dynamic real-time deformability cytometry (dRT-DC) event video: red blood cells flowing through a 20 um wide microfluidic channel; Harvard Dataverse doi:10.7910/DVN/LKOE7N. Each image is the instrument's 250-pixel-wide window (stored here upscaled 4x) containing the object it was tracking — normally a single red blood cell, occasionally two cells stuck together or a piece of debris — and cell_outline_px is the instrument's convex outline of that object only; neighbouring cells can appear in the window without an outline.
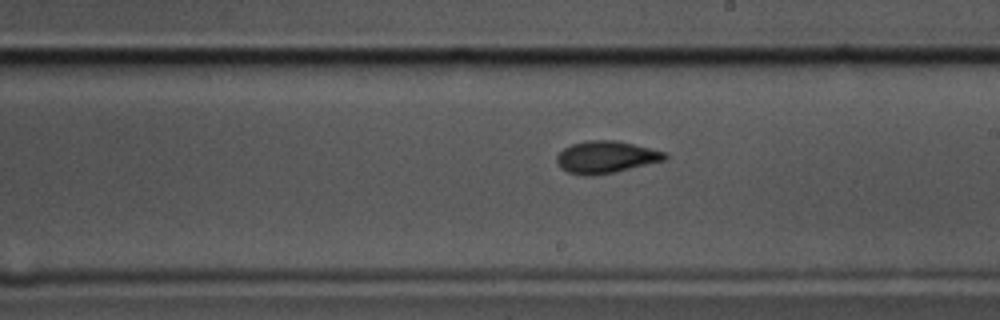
{"species": "common noctule bat (a hibernating species)", "species_latin": "Nyctalus noctula", "temperature_condition": "cold", "stored_images_in_passage": 53, "camera_frame_rate_fps": 3000, "um_per_image_px": 0.085, "animal": {"sex": "male", "body_mass_g": 17.5, "forearm_length_mm": 52.3}, "frame": {"image": 1, "passage_image": 28, "time_ms": 9.0, "image_size_px": [1000, 320], "cell_outline_px": [[668, 156], [664, 160], [616, 172], [592, 176], [584, 176], [568, 172], [560, 168], [556, 164], [556, 156], [564, 148], [572, 144], [584, 140], [616, 140], [664, 152]], "centroid_in_image_um": [51.44, 13.36], "position_along_channel_um": 237.6, "area_um2": 20.23}}
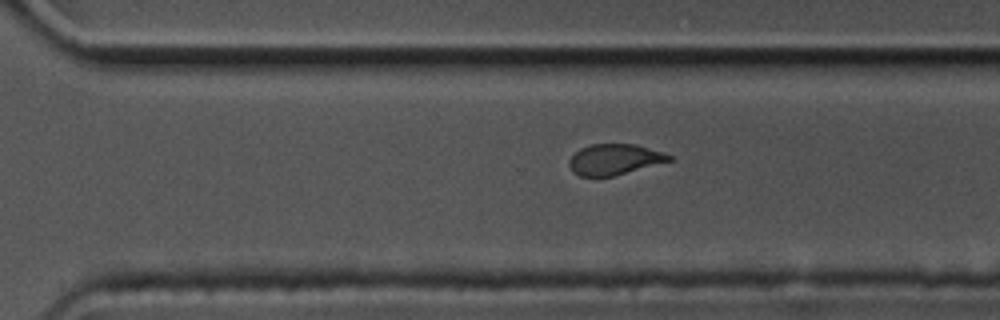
{"frame": {"image": 2, "passage_image": 35, "time_ms": 11.333, "image_size_px": [1000, 320], "cell_outline_px": [[672, 160], [612, 176], [580, 176], [572, 172], [568, 164], [568, 160], [580, 148], [592, 144], [636, 144], [664, 152], [672, 156]], "centroid_in_image_um": [52.21, 13.54], "position_along_channel_um": 318.4, "area_um2": 17.8}}
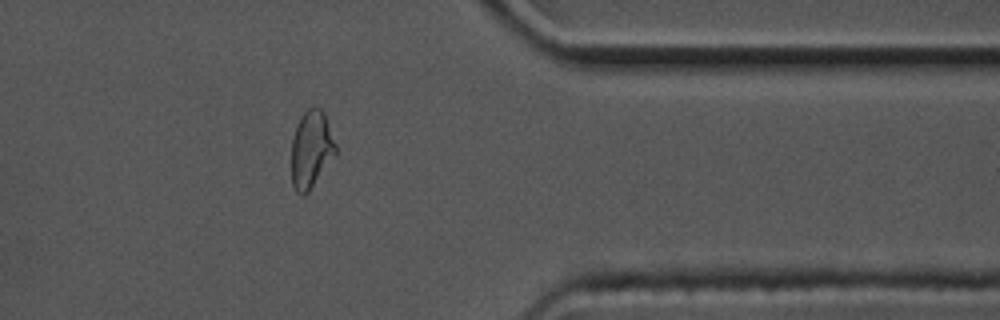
{"frame": {"image": 3, "passage_image": 42, "time_ms": 13.667, "image_size_px": [1000, 320], "cell_outline_px": [[336, 156], [308, 192], [304, 196], [300, 196], [296, 192], [292, 184], [292, 136], [296, 124], [300, 116], [308, 108], [316, 104], [324, 112], [336, 144]], "centroid_in_image_um": [26.45, 12.68], "position_along_channel_um": 384.9, "area_um2": 20.35}, "authors_computed_cell_mechanics": {"area_um2": 19.9988, "velocity_mm_per_s": 3.4756, "shape_relaxation_time_tau1_ms": 3.6394, "shape_relaxation_time_tau2_ms": 1.5807, "deformation_change_tau1": 0.1495, "deformation_change_tau2": 0.0746}}